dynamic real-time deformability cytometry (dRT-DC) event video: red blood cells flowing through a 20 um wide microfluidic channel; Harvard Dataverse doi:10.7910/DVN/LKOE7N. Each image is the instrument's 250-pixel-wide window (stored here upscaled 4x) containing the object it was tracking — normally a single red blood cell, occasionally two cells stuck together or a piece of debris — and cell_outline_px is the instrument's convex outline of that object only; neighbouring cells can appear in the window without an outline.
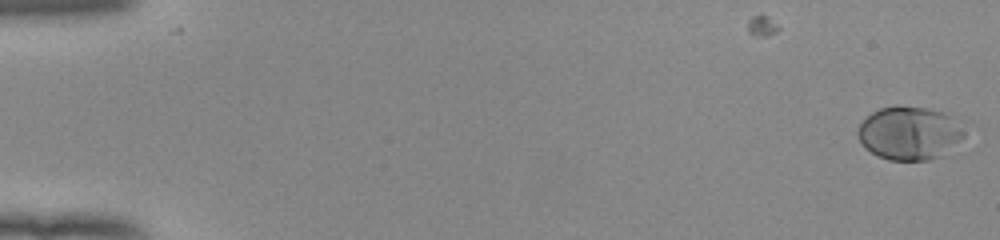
{"species": "human", "species_latin": "Homo sapiens", "temperature_condition": "room temperature", "stored_images_in_passage": 2, "camera_frame_rate_fps": 3000, "um_per_image_px": 0.085, "donor": {"sex": "female"}, "frame": {"image": 1, "passage_image": 2, "time_ms": 0.333, "image_size_px": [1000, 240], "cell_outline_px": [[964, 136], [944, 156], [928, 160], [888, 160], [864, 148], [856, 136], [856, 132], [860, 124], [872, 112], [880, 108], [896, 104], [924, 108], [944, 112], [952, 116], [964, 132]], "centroid_in_image_um": [77.27, 11.31], "position_along_channel_um": 7.7, "area_um2": 33.29}}